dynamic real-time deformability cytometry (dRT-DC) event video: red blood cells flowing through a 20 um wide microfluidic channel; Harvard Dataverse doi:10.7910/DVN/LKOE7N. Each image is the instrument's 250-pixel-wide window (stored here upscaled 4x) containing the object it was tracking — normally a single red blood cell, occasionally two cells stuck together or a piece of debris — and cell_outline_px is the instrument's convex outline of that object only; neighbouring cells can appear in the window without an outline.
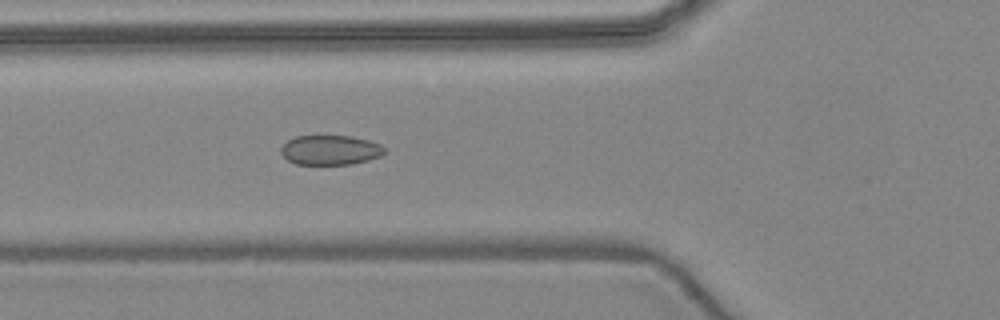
{"species": "common noctule bat (a hibernating species)", "species_latin": "Nyctalus noctula", "temperature_condition": "warm", "stored_images_in_passage": 5, "camera_frame_rate_fps": 3000, "um_per_image_px": 0.085, "animal": {"sex": "female", "body_mass_g": 24.6, "forearm_length_mm": 56.2}, "frame": {"image": 1, "passage_image": 5, "time_ms": 5.667, "image_size_px": [1000, 320], "cell_outline_px": [[384, 152], [380, 156], [368, 160], [352, 164], [296, 164], [288, 160], [280, 152], [280, 148], [288, 140], [296, 136], [352, 136], [368, 140], [380, 144], [384, 148]], "centroid_in_image_um": [28.06, 12.75], "position_along_channel_um": 97.7, "area_um2": 17.8}}